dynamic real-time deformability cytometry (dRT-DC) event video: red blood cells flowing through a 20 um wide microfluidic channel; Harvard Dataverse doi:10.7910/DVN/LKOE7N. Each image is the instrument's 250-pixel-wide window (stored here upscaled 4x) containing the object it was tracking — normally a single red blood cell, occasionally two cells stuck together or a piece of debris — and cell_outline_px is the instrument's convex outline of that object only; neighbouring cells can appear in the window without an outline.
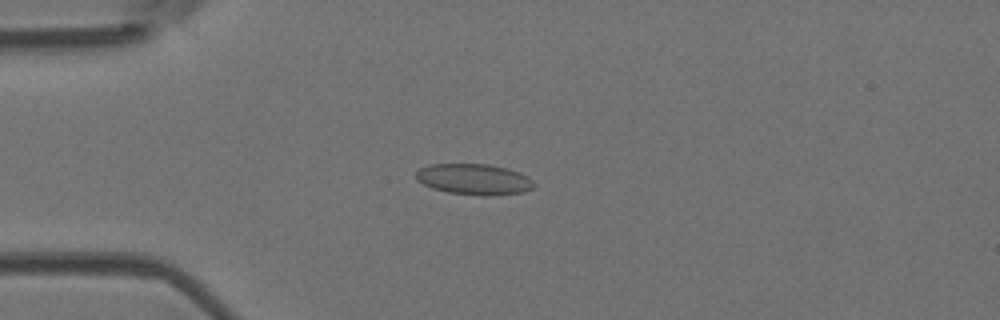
{"species": "Egyptian fruit bat (a non-hibernating species)", "species_latin": "Rousettus aegyptiacus", "temperature_condition": "room temperature", "stored_images_in_passage": 54, "camera_frame_rate_fps": 3000, "um_per_image_px": 0.085, "animal": {"sex": "female"}, "frame": {"image": 1, "passage_image": 14, "time_ms": 4.333, "image_size_px": [1000, 320], "cell_outline_px": [[536, 184], [532, 188], [524, 192], [492, 196], [484, 196], [448, 192], [432, 188], [416, 180], [416, 172], [420, 168], [428, 164], [488, 164], [508, 168], [520, 172], [528, 176]], "centroid_in_image_um": [40.32, 15.24], "position_along_channel_um": 44.7, "area_um2": 21.44}}
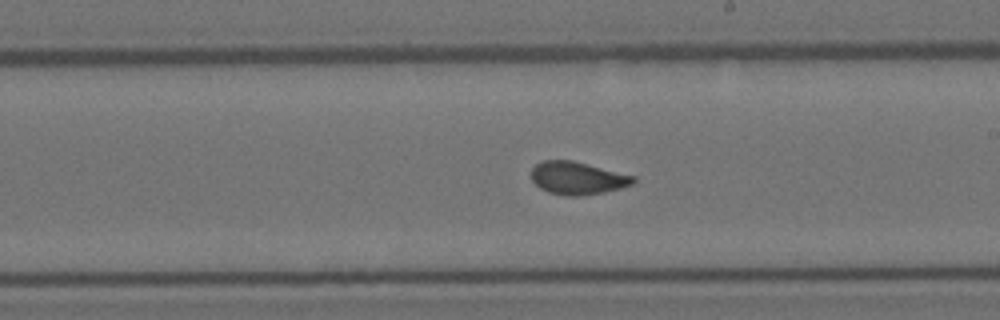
{"frame": {"image": 2, "passage_image": 31, "time_ms": 10.0, "image_size_px": [1000, 320], "cell_outline_px": [[636, 180], [632, 184], [620, 188], [604, 192], [580, 196], [568, 196], [548, 192], [540, 188], [532, 180], [532, 168], [540, 160], [572, 160], [636, 176]], "centroid_in_image_um": [49.09, 15.13], "position_along_channel_um": 239.9, "area_um2": 19.48}}
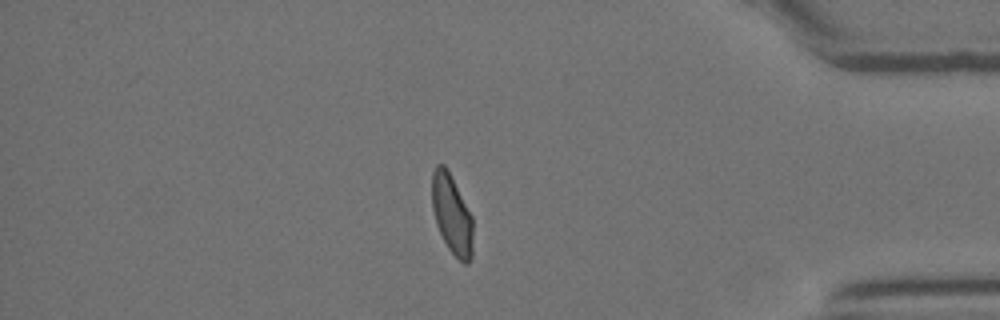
{"frame": {"image": 3, "passage_image": 46, "time_ms": 15.0, "image_size_px": [1000, 320], "cell_outline_px": [[472, 260], [468, 264], [464, 264], [448, 248], [436, 224], [432, 208], [432, 172], [436, 164], [444, 164], [448, 168], [472, 216]], "centroid_in_image_um": [38.4, 18.2], "position_along_channel_um": 396.8, "area_um2": 19.07}, "authors_computed_cell_mechanics": {"area_um2": 19.7387, "velocity_mm_per_s": 3.7851, "shape_relaxation_time_tau1_ms": null, "shape_relaxation_time_tau2_ms": 0.8585, "deformation_change_tau1": null, "deformation_change_tau2": 0.0677}}